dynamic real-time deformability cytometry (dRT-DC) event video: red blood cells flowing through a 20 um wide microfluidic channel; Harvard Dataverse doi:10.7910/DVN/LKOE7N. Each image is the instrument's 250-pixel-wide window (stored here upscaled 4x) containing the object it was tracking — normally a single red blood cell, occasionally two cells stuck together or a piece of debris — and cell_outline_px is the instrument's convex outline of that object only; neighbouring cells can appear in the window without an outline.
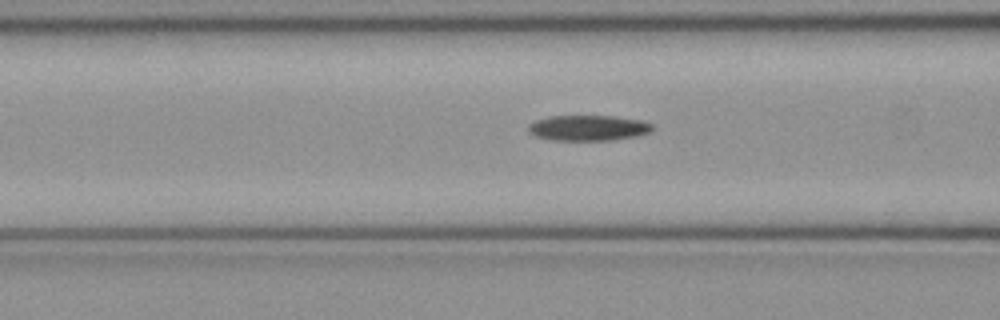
{"species": "common noctule bat (a hibernating species)", "species_latin": "Nyctalus noctula", "temperature_condition": "cold", "stored_images_in_passage": 51, "camera_frame_rate_fps": 3000, "um_per_image_px": 0.085, "animal": {"sex": "female", "body_mass_g": 21.9}, "frame": {"image": 1, "passage_image": 20, "time_ms": 6.333, "image_size_px": [1000, 320], "cell_outline_px": [[652, 132], [640, 136], [612, 140], [552, 140], [536, 136], [528, 132], [528, 124], [536, 120], [548, 116], [612, 116], [640, 120], [652, 124]], "centroid_in_image_um": [50.01, 10.88], "position_along_channel_um": 116.6, "area_um2": 18.55}}
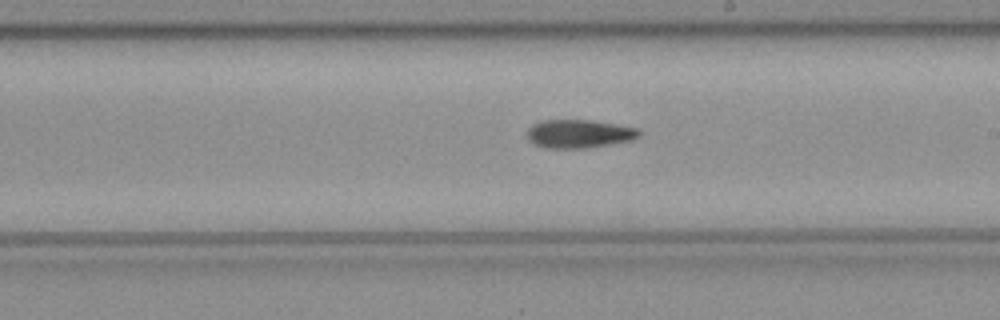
{"frame": {"image": 2, "passage_image": 29, "time_ms": 9.333, "image_size_px": [1000, 320], "cell_outline_px": [[640, 136], [636, 140], [612, 144], [584, 148], [544, 148], [532, 144], [528, 140], [528, 128], [532, 124], [544, 120], [592, 120], [640, 128]], "centroid_in_image_um": [49.25, 11.38], "position_along_channel_um": 239.7, "area_um2": 18.84}}
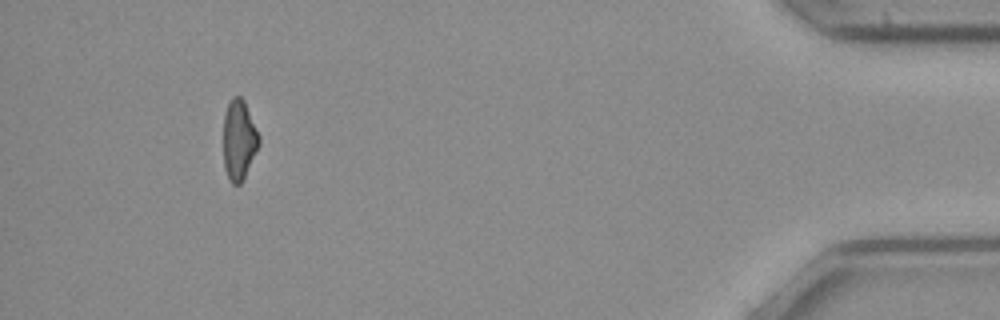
{"frame": {"image": 3, "passage_image": 47, "time_ms": 15.333, "image_size_px": [1000, 320], "cell_outline_px": [[260, 144], [240, 184], [232, 184], [228, 180], [224, 168], [224, 116], [228, 104], [232, 96], [240, 96], [244, 100], [260, 136]], "centroid_in_image_um": [20.31, 11.89], "position_along_channel_um": 414.9, "area_um2": 16.53}, "authors_computed_cell_mechanics": {"area_um2": 18.0914, "velocity_mm_per_s": 4.0921, "shape_relaxation_time_tau1_ms": 7.2241, "shape_relaxation_time_tau2_ms": null, "deformation_change_tau1": 0.1732, "deformation_change_tau2": null}}